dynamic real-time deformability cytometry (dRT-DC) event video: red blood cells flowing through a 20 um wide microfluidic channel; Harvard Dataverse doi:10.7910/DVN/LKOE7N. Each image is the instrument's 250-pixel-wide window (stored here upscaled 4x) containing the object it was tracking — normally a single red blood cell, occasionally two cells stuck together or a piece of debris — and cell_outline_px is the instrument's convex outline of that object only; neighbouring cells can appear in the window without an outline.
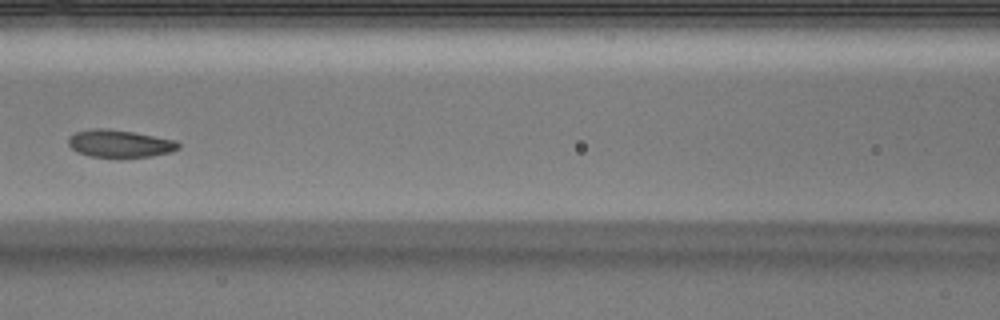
{"species": "Egyptian fruit bat (a non-hibernating species)", "species_latin": "Rousettus aegyptiacus", "temperature_condition": "warm", "stored_images_in_passage": 7, "segment_of_instrument_passage": [2, 2], "camera_frame_rate_fps": 3000, "um_per_image_px": 0.085, "animal": {"sex": "male"}, "frame": {"image": 1, "passage_image": 6, "time_ms": 1.667, "image_size_px": [1000, 320], "cell_outline_px": [[180, 148], [172, 152], [152, 156], [88, 156], [72, 148], [68, 144], [68, 136], [76, 132], [92, 128], [108, 128], [132, 132], [176, 140], [180, 144]], "centroid_in_image_um": [10.19, 12.18], "position_along_channel_um": 156.4, "area_um2": 17.4}}
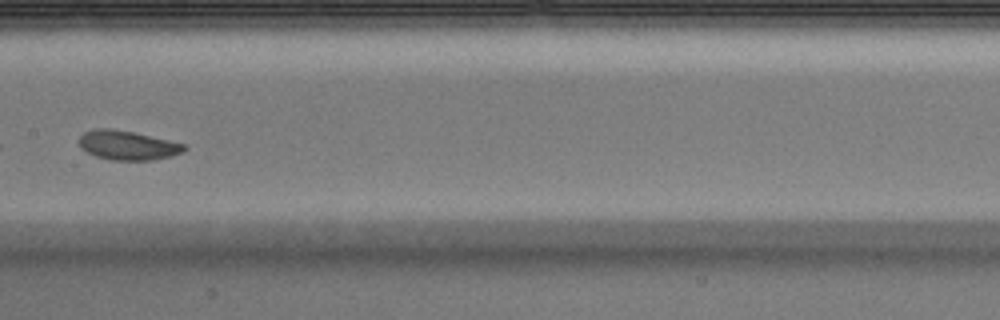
{"frame": {"image": 2, "passage_image": 7, "time_ms": 2.0, "image_size_px": [1000, 320], "cell_outline_px": [[188, 148], [184, 152], [172, 156], [152, 160], [112, 160], [96, 156], [80, 148], [76, 140], [84, 132], [92, 128], [112, 128], [132, 132], [168, 140], [184, 144]], "centroid_in_image_um": [10.81, 12.34], "position_along_channel_um": 196.6, "area_um2": 18.09}}